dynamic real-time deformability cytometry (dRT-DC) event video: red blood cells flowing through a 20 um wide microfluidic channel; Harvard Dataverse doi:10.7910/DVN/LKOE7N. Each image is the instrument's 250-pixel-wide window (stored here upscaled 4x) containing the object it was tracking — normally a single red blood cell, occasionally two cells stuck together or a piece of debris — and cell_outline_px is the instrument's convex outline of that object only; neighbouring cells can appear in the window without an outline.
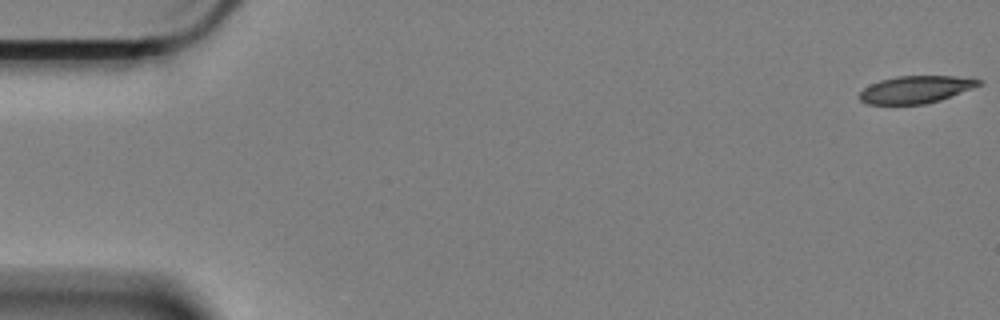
{"species": "Egyptian fruit bat (a non-hibernating species)", "species_latin": "Rousettus aegyptiacus", "temperature_condition": "cold", "stored_images_in_passage": 17, "camera_frame_rate_fps": 3000, "um_per_image_px": 0.085, "animal": {"sex": "female"}, "frame": {"image": 1, "passage_image": 1, "time_ms": 0.0, "image_size_px": [1000, 320], "cell_outline_px": [[984, 84], [940, 100], [924, 104], [868, 104], [860, 100], [860, 92], [864, 88], [880, 80], [896, 76], [972, 76], [984, 80]], "centroid_in_image_um": [77.94, 7.59], "position_along_channel_um": 7.1, "area_um2": 19.19}}
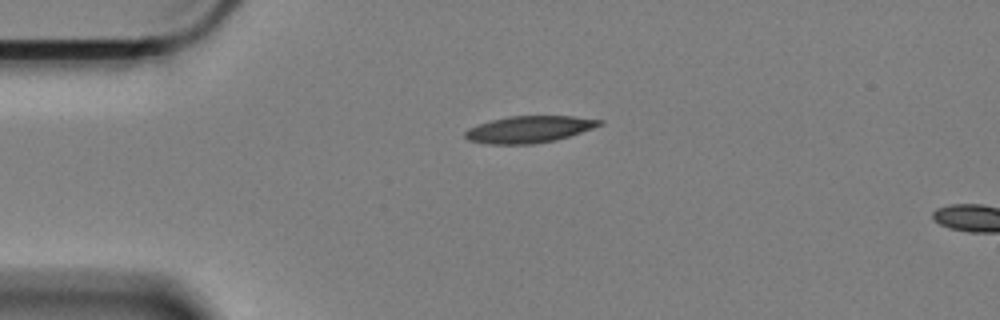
{"frame": {"image": 2, "passage_image": 14, "time_ms": 4.333, "image_size_px": [1000, 320], "cell_outline_px": [[604, 124], [556, 140], [532, 144], [488, 144], [468, 140], [464, 136], [464, 132], [468, 128], [492, 120], [508, 116], [572, 116], [604, 120]], "centroid_in_image_um": [44.97, 10.99], "position_along_channel_um": 40.0, "area_um2": 20.87}}